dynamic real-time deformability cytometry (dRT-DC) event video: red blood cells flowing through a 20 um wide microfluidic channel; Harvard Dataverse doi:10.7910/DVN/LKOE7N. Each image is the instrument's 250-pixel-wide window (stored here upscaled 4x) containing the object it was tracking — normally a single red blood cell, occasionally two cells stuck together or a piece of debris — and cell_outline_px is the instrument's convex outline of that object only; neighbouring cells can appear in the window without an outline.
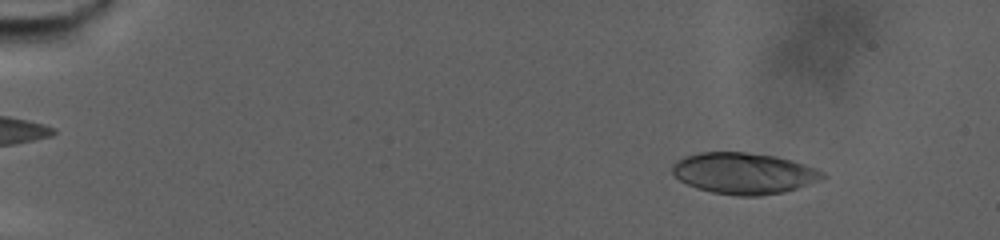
{"species": "human", "species_latin": "Homo sapiens", "temperature_condition": "warm", "stored_images_in_passage": 80, "camera_frame_rate_fps": 3000, "um_per_image_px": 0.085, "donor": {"sex": "male"}, "frame": {"image": 1, "passage_image": 10, "time_ms": 3.0, "image_size_px": [1000, 240], "cell_outline_px": [[828, 176], [820, 180], [784, 192], [760, 196], [740, 196], [712, 192], [696, 188], [680, 180], [672, 172], [672, 164], [676, 160], [684, 156], [700, 152], [748, 152], [776, 156], [792, 160], [816, 168], [824, 172]], "centroid_in_image_um": [63.23, 14.72], "position_along_channel_um": 21.8, "area_um2": 36.24}}
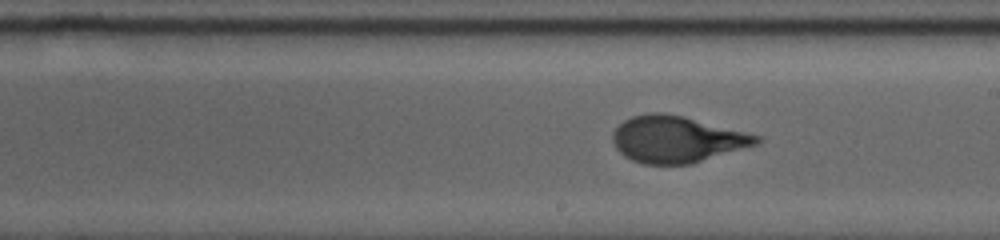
{"frame": {"image": 2, "passage_image": 48, "time_ms": 15.667, "image_size_px": [1000, 240], "cell_outline_px": [[764, 140], [760, 144], [692, 164], [644, 164], [632, 160], [624, 156], [616, 148], [612, 140], [612, 132], [624, 120], [632, 116], [648, 112], [664, 112], [684, 116], [760, 136]], "centroid_in_image_um": [57.54, 11.84], "position_along_channel_um": 231.5, "area_um2": 39.25}}
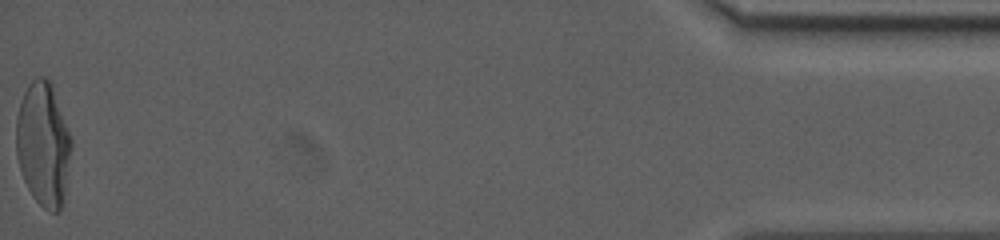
{"frame": {"image": 3, "passage_image": 80, "time_ms": 26.333, "image_size_px": [1000, 240], "cell_outline_px": [[72, 144], [64, 188], [60, 208], [56, 212], [48, 212], [32, 196], [24, 180], [16, 156], [16, 120], [20, 104], [24, 92], [28, 84], [36, 76], [44, 76], [52, 84], [72, 136]], "centroid_in_image_um": [3.67, 12.2], "position_along_channel_um": 431.5, "area_um2": 39.65}, "authors_computed_cell_mechanics": {"area_um2": 37.6856, "velocity_mm_per_s": 2.6633, "shape_relaxation_time_tau1_ms": 7.5569, "shape_relaxation_time_tau2_ms": null, "deformation_change_tau1": 0.2513, "deformation_change_tau2": null}}